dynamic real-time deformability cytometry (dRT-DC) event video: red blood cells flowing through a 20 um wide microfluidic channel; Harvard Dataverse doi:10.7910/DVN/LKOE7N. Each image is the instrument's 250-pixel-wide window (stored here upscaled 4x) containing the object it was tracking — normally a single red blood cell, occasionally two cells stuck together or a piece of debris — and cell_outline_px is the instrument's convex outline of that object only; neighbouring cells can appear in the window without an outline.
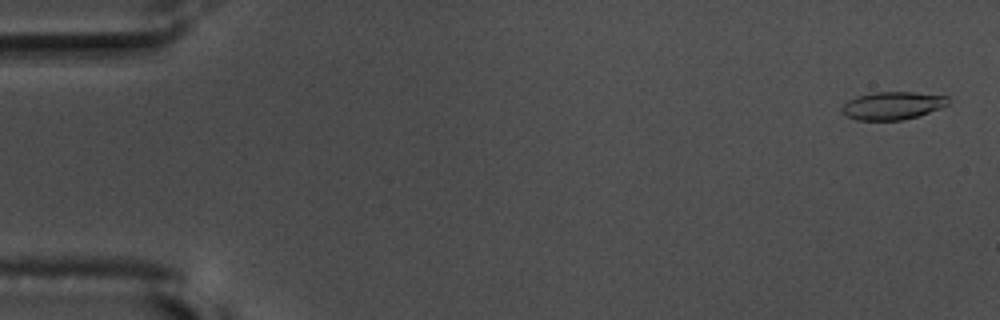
{"species": "common noctule bat (a hibernating species)", "species_latin": "Nyctalus noctula", "temperature_condition": "warm", "stored_images_in_passage": 56, "camera_frame_rate_fps": 3000, "um_per_image_px": 0.085, "animal": {"sex": "male", "body_mass_g": 17.5, "forearm_length_mm": 52.3}, "frame": {"image": 1, "passage_image": 2, "time_ms": 0.333, "image_size_px": [1000, 320], "cell_outline_px": [[948, 104], [940, 108], [904, 120], [856, 120], [844, 116], [840, 112], [840, 108], [848, 100], [856, 96], [872, 92], [912, 92], [948, 96]], "centroid_in_image_um": [75.79, 8.98], "position_along_channel_um": 9.2, "area_um2": 17.34}}
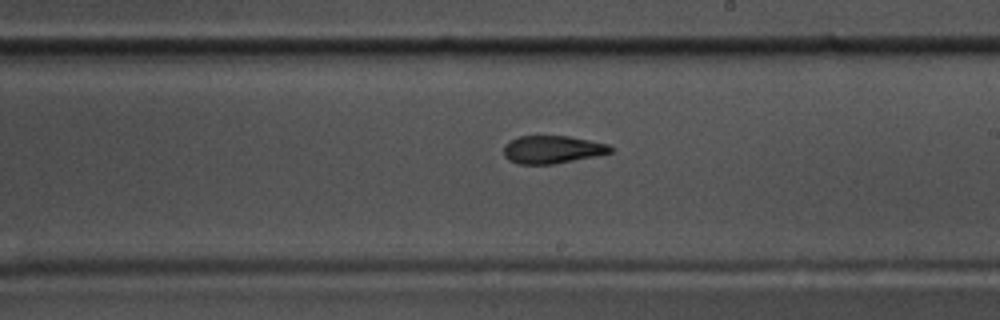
{"frame": {"image": 2, "passage_image": 33, "time_ms": 10.667, "image_size_px": [1000, 320], "cell_outline_px": [[612, 152], [596, 156], [552, 164], [516, 164], [508, 160], [504, 156], [504, 144], [520, 136], [568, 136], [608, 144], [612, 148]], "centroid_in_image_um": [46.92, 12.71], "position_along_channel_um": 242.1, "area_um2": 17.22}}
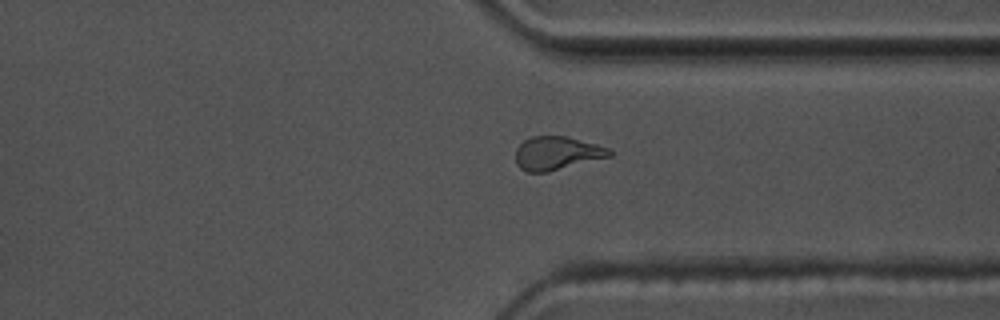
{"frame": {"image": 3, "passage_image": 43, "time_ms": 14.0, "image_size_px": [1000, 320], "cell_outline_px": [[612, 156], [548, 172], [528, 172], [520, 168], [516, 164], [516, 148], [524, 140], [532, 136], [568, 136], [596, 144], [608, 148], [612, 152]], "centroid_in_image_um": [47.33, 13.02], "position_along_channel_um": 364.1, "area_um2": 18.32}, "authors_computed_cell_mechanics": {"area_um2": 17.8891, "velocity_mm_per_s": 3.6514, "shape_relaxation_time_tau1_ms": 6.2679, "shape_relaxation_time_tau2_ms": 3.0369, "deformation_change_tau1": 0.1876, "deformation_change_tau2": 0.0997}}